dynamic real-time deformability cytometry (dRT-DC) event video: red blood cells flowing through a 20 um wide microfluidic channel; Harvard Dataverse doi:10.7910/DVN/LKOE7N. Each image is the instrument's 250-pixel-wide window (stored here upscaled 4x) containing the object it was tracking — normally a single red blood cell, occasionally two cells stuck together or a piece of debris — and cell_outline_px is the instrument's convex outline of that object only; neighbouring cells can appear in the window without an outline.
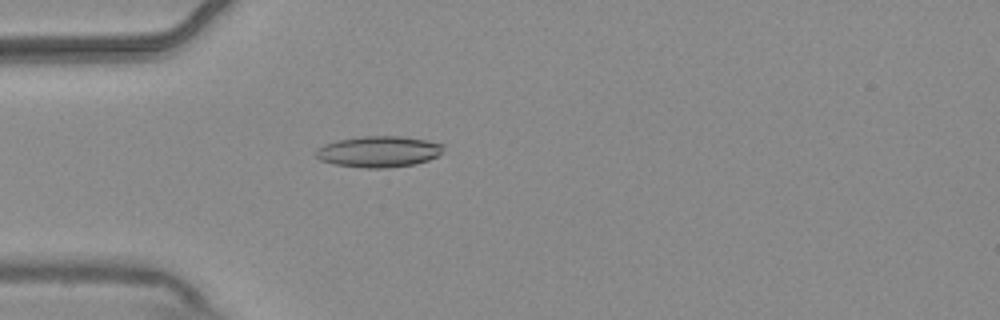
{"species": "common noctule bat (a hibernating species)", "species_latin": "Nyctalus noctula", "temperature_condition": "warm", "stored_images_in_passage": 41, "camera_frame_rate_fps": 3000, "um_per_image_px": 0.085, "animal": {"sex": "male", "body_mass_g": 20.4}, "frame": {"image": 1, "passage_image": 2, "time_ms": 0.333, "image_size_px": [1000, 320], "cell_outline_px": [[444, 152], [428, 160], [412, 164], [388, 168], [364, 168], [336, 164], [320, 160], [312, 152], [324, 144], [336, 140], [364, 136], [400, 136], [424, 140], [444, 144]], "centroid_in_image_um": [32.17, 12.88], "position_along_channel_um": 52.8, "area_um2": 23.12}}
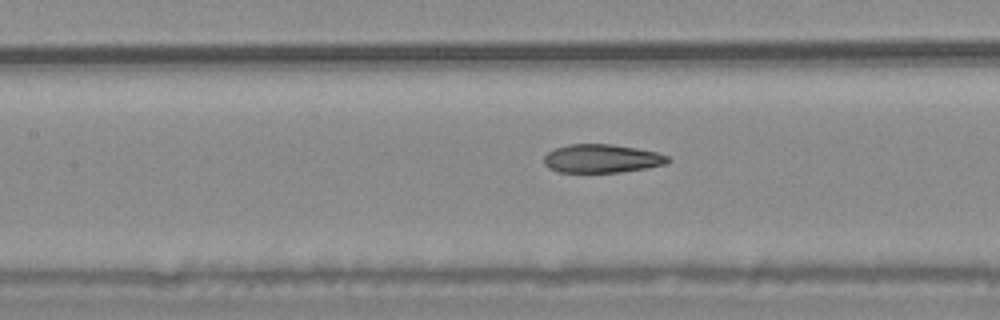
{"frame": {"image": 2, "passage_image": 11, "time_ms": 3.333, "image_size_px": [1000, 320], "cell_outline_px": [[672, 160], [664, 164], [648, 168], [620, 172], [556, 172], [548, 168], [544, 164], [544, 156], [548, 152], [556, 148], [568, 144], [612, 144], [636, 148], [656, 152], [668, 156]], "centroid_in_image_um": [51.14, 13.48], "position_along_channel_um": 156.3, "area_um2": 20.63}}
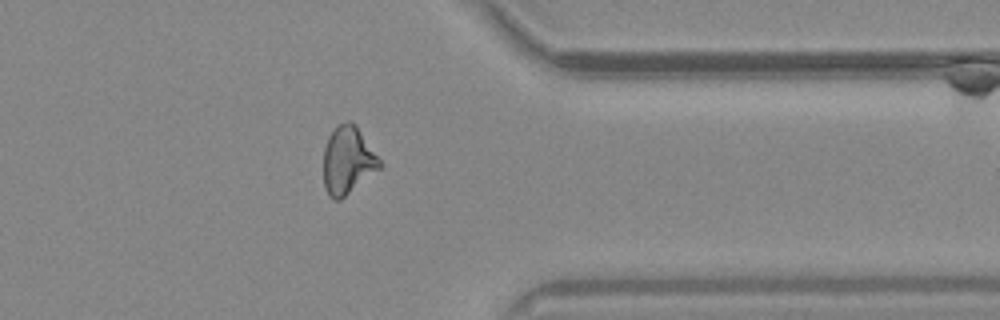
{"frame": {"image": 3, "passage_image": 30, "time_ms": 9.667, "image_size_px": [1000, 320], "cell_outline_px": [[384, 164], [380, 168], [340, 200], [332, 200], [328, 196], [324, 188], [324, 148], [328, 136], [340, 124], [348, 120], [356, 124]], "centroid_in_image_um": [29.57, 13.64], "position_along_channel_um": 381.8, "area_um2": 22.2}, "authors_computed_cell_mechanics": {"area_um2": 21.5016, "velocity_mm_per_s": 3.705, "shape_relaxation_time_tau1_ms": 10.0458, "shape_relaxation_time_tau2_ms": 2.2198, "deformation_change_tau1": 0.2335, "deformation_change_tau2": 0.0889}}